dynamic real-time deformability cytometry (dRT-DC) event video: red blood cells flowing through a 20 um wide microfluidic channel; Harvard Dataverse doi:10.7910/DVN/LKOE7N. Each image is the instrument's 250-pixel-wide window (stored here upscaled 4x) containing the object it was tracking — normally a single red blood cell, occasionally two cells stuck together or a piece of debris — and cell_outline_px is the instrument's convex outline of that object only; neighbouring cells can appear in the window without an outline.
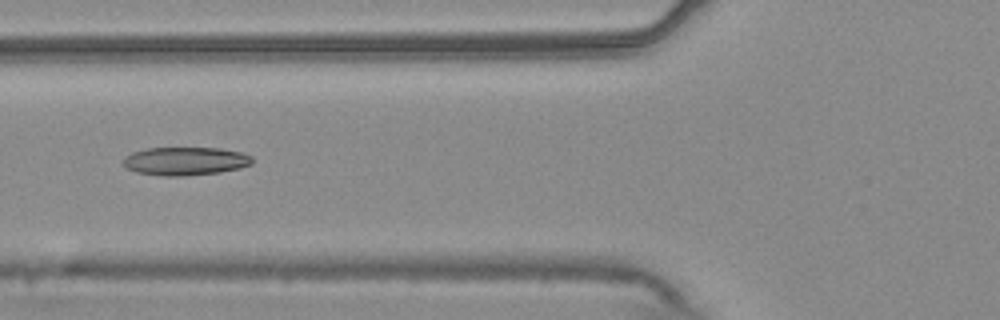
{"species": "common noctule bat (a hibernating species)", "species_latin": "Nyctalus noctula", "temperature_condition": "warm", "stored_images_in_passage": 49, "camera_frame_rate_fps": 3000, "um_per_image_px": 0.085, "animal": {"sex": "male", "body_mass_g": 20.4}, "frame": {"image": 1, "passage_image": 16, "time_ms": 5.0, "image_size_px": [1000, 320], "cell_outline_px": [[252, 164], [240, 168], [220, 172], [184, 176], [164, 176], [136, 172], [128, 168], [124, 164], [124, 156], [132, 152], [148, 148], [220, 148], [240, 152], [252, 156]], "centroid_in_image_um": [15.76, 13.69], "position_along_channel_um": 110.0, "area_um2": 21.21}}
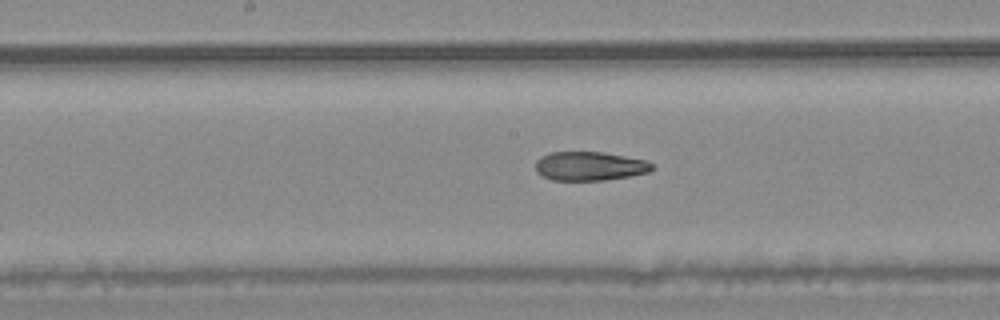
{"frame": {"image": 2, "passage_image": 23, "time_ms": 7.333, "image_size_px": [1000, 320], "cell_outline_px": [[652, 168], [648, 172], [628, 176], [604, 180], [552, 180], [540, 176], [536, 172], [536, 160], [540, 156], [552, 152], [604, 152], [648, 160], [652, 164]], "centroid_in_image_um": [50.09, 14.11], "position_along_channel_um": 198.1, "area_um2": 19.71}}
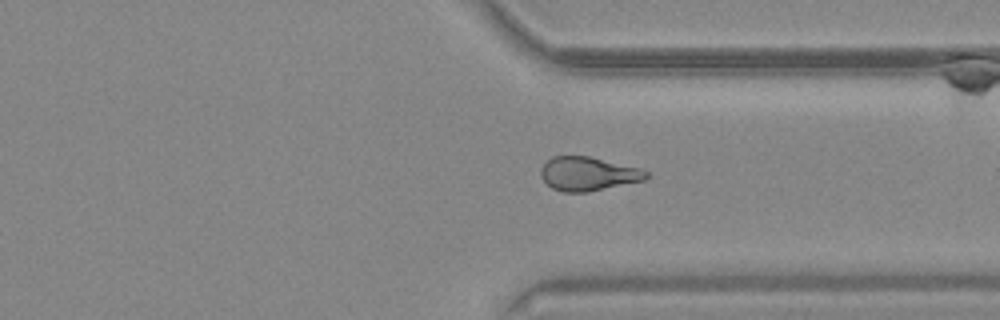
{"frame": {"image": 3, "passage_image": 36, "time_ms": 11.667, "image_size_px": [1000, 320], "cell_outline_px": [[648, 176], [644, 180], [588, 192], [564, 192], [552, 188], [540, 176], [540, 168], [552, 156], [588, 156], [640, 168], [648, 172]], "centroid_in_image_um": [49.97, 14.77], "position_along_channel_um": 361.4, "area_um2": 20.63}, "authors_computed_cell_mechanics": {"area_um2": 21.3282, "velocity_mm_per_s": 3.7703, "shape_relaxation_time_tau1_ms": null, "shape_relaxation_time_tau2_ms": 3.4138, "deformation_change_tau1": null, "deformation_change_tau2": 0.1109}}